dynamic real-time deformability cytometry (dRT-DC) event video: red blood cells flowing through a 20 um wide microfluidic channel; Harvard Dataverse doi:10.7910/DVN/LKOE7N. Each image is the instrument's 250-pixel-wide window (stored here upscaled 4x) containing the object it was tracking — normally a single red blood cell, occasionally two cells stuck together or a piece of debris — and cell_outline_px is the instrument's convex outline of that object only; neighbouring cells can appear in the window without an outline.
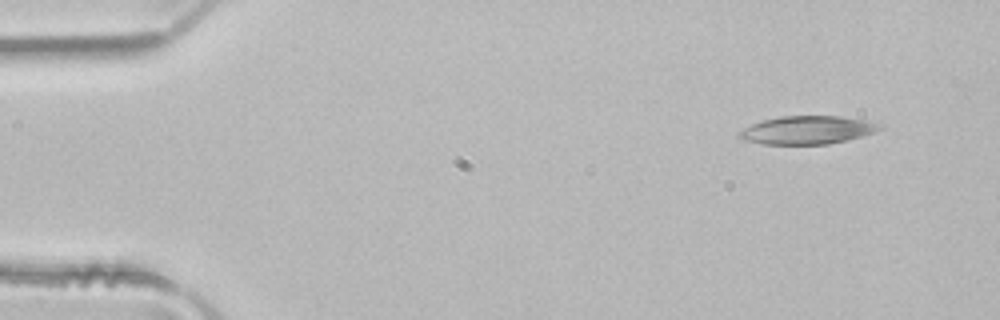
{"species": "common noctule bat (a hibernating species)", "species_latin": "Nyctalus noctula", "temperature_condition": "room temperature", "stored_images_in_passage": 4, "camera_frame_rate_fps": 3000, "um_per_image_px": 0.085, "animal": {"sex": "male", "body_mass_g": 21.5, "forearm_length_mm": 52.0}, "frame": {"image": 1, "passage_image": 1, "time_ms": 0.0, "image_size_px": [1000, 320], "cell_outline_px": [[884, 128], [848, 140], [828, 144], [764, 144], [744, 140], [736, 136], [736, 132], [752, 124], [764, 120], [780, 116], [840, 116], [864, 120], [884, 124]], "centroid_in_image_um": [68.61, 11.05], "position_along_channel_um": 16.4, "area_um2": 23.06}}
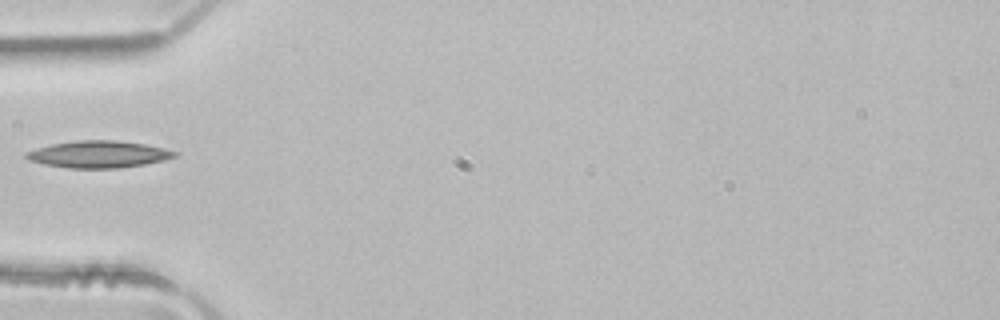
{"frame": {"image": 2, "passage_image": 4, "time_ms": 1.0, "image_size_px": [1000, 320], "cell_outline_px": [[176, 156], [164, 160], [144, 164], [120, 168], [68, 168], [44, 164], [28, 160], [24, 156], [24, 152], [36, 148], [52, 144], [76, 140], [116, 140], [144, 144], [164, 148], [176, 152]], "centroid_in_image_um": [8.33, 13.11], "position_along_channel_um": 76.7, "area_um2": 23.29}}